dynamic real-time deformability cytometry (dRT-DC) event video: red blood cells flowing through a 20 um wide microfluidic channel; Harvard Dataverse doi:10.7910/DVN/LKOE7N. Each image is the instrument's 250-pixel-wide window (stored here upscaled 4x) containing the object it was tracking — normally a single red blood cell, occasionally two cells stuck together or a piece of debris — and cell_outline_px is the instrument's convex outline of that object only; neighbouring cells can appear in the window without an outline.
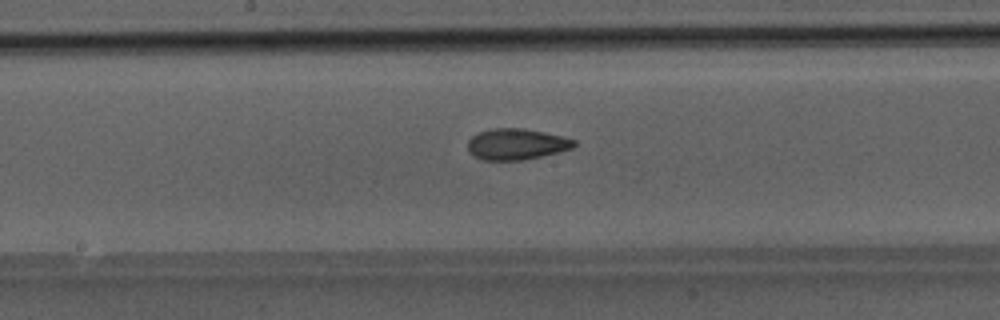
{"species": "Egyptian fruit bat (a non-hibernating species)", "species_latin": "Rousettus aegyptiacus", "temperature_condition": "room temperature", "stored_images_in_passage": 35, "camera_frame_rate_fps": 3000, "um_per_image_px": 0.085, "animal": {"sex": "male"}, "frame": {"image": 1, "passage_image": 13, "time_ms": 4.0, "image_size_px": [1000, 320], "cell_outline_px": [[576, 144], [572, 148], [524, 160], [480, 160], [468, 152], [468, 140], [472, 136], [480, 132], [492, 128], [524, 128], [564, 136], [576, 140]], "centroid_in_image_um": [43.88, 12.25], "position_along_channel_um": 204.3, "area_um2": 19.31}}
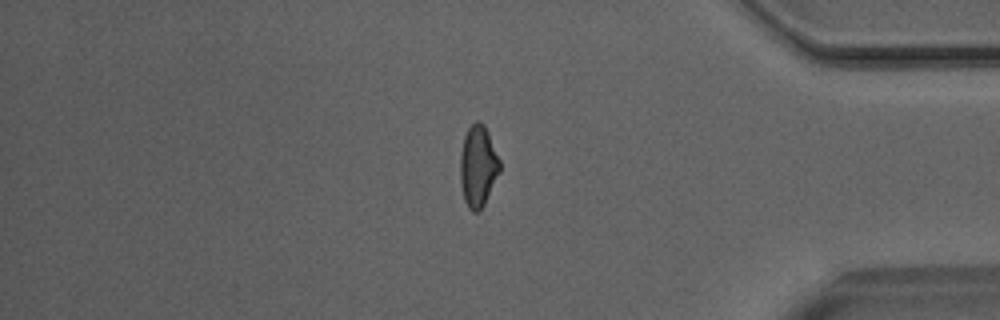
{"frame": {"image": 2, "passage_image": 28, "time_ms": 9.0, "image_size_px": [1000, 320], "cell_outline_px": [[500, 172], [480, 212], [472, 212], [468, 208], [464, 200], [460, 184], [460, 152], [464, 136], [468, 128], [476, 120], [480, 120], [484, 124], [488, 132], [500, 160]], "centroid_in_image_um": [40.62, 14.13], "position_along_channel_um": 394.6, "area_um2": 19.02}}
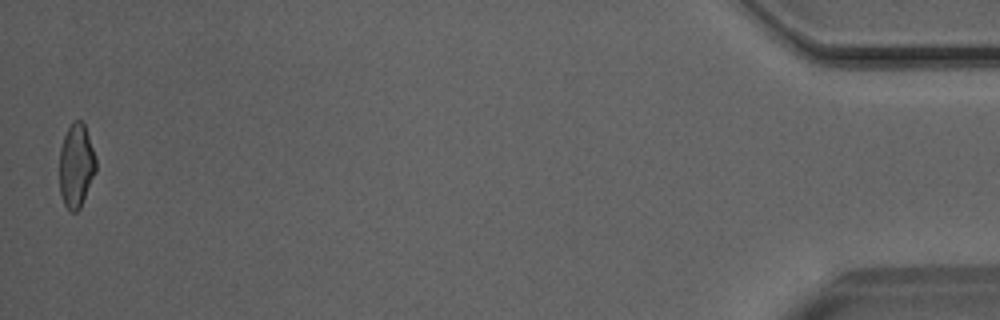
{"frame": {"image": 3, "passage_image": 35, "time_ms": 11.333, "image_size_px": [1000, 320], "cell_outline_px": [[96, 172], [80, 208], [76, 212], [72, 212], [64, 204], [60, 192], [60, 148], [64, 136], [72, 120], [80, 120], [84, 124], [96, 160]], "centroid_in_image_um": [6.47, 14.08], "position_along_channel_um": 428.7, "area_um2": 17.63}}